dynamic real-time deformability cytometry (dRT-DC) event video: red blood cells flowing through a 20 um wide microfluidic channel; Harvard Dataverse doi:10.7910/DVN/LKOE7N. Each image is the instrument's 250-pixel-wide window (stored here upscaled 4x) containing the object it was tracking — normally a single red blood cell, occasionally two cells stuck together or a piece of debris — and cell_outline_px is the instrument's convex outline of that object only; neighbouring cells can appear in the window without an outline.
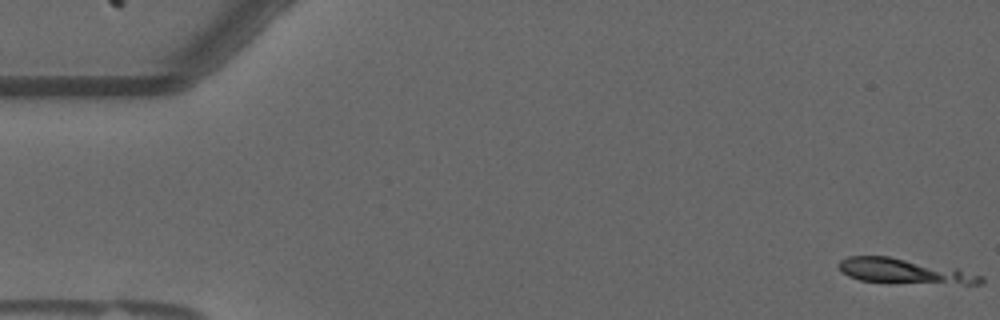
{"species": "common noctule bat (a hibernating species)", "species_latin": "Nyctalus noctula", "temperature_condition": "warm", "stored_images_in_passage": 5, "camera_frame_rate_fps": 3000, "um_per_image_px": 0.085, "animal": {"sex": "male", "forearm_length_mm": 52.5}, "frame": {"image": 1, "passage_image": 1, "time_ms": 0.0, "image_size_px": [1000, 320], "cell_outline_px": [[984, 284], [964, 284], [860, 280], [848, 276], [840, 272], [836, 264], [840, 260], [848, 256], [888, 256], [956, 268], [984, 276]], "centroid_in_image_um": [76.84, 23.03], "position_along_channel_um": 8.2, "area_um2": 20.4}}